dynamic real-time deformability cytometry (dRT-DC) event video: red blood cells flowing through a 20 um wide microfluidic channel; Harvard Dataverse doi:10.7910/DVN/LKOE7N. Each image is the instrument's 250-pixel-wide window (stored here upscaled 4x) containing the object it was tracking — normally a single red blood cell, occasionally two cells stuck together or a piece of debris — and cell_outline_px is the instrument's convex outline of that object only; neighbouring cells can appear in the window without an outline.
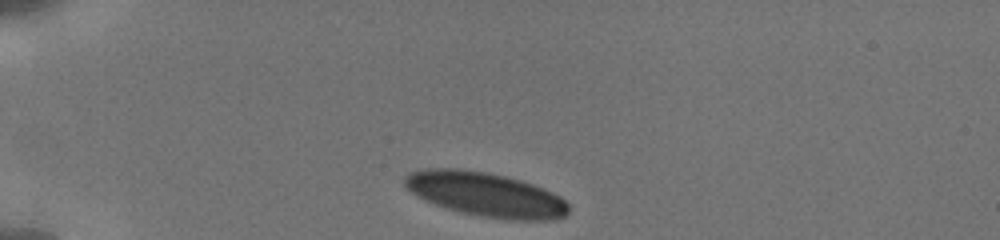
{"species": "human", "species_latin": "Homo sapiens", "temperature_condition": "cold", "stored_images_in_passage": 11, "camera_frame_rate_fps": 3000, "um_per_image_px": 0.085, "donor": {"sex": "male"}, "frame": {"image": 1, "passage_image": 1, "time_ms": 0.0, "image_size_px": [1000, 240], "cell_outline_px": [[568, 212], [564, 216], [552, 220], [512, 220], [480, 216], [460, 212], [436, 204], [416, 196], [404, 184], [404, 176], [408, 172], [424, 168], [456, 168], [484, 172], [508, 176], [532, 184], [552, 192], [560, 196], [568, 204]], "centroid_in_image_um": [41.27, 16.52], "position_along_channel_um": 43.7, "area_um2": 42.19}}
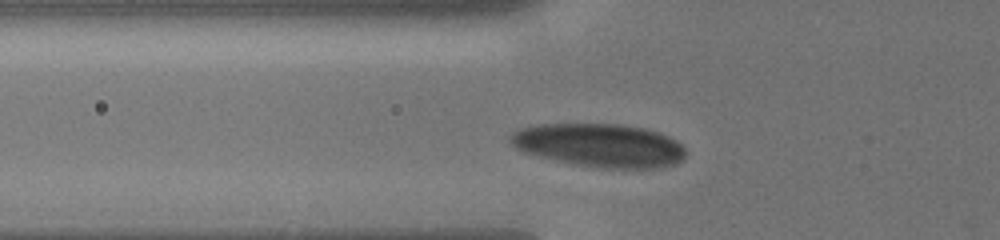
{"frame": {"image": 2, "passage_image": 7, "time_ms": 2.0, "image_size_px": [1000, 240], "cell_outline_px": [[688, 152], [684, 160], [676, 164], [660, 168], [604, 168], [576, 164], [556, 160], [524, 152], [516, 148], [508, 140], [512, 132], [520, 128], [536, 124], [620, 124], [644, 128], [660, 132], [676, 140]], "centroid_in_image_um": [51.0, 12.35], "position_along_channel_um": 74.8, "area_um2": 44.56}}
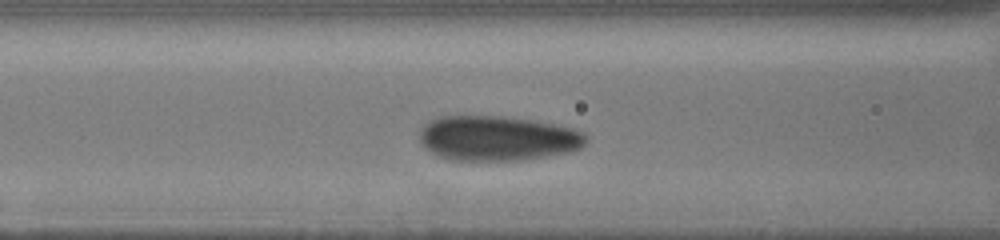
{"frame": {"image": 3, "passage_image": 10, "time_ms": 3.333, "image_size_px": [1000, 240], "cell_outline_px": [[588, 140], [580, 148], [572, 152], [548, 156], [520, 160], [452, 160], [440, 156], [424, 148], [420, 144], [420, 128], [428, 120], [440, 116], [500, 116], [532, 120], [572, 128], [584, 132], [588, 136]], "centroid_in_image_um": [42.28, 11.75], "position_along_channel_um": 124.3, "area_um2": 43.81}}